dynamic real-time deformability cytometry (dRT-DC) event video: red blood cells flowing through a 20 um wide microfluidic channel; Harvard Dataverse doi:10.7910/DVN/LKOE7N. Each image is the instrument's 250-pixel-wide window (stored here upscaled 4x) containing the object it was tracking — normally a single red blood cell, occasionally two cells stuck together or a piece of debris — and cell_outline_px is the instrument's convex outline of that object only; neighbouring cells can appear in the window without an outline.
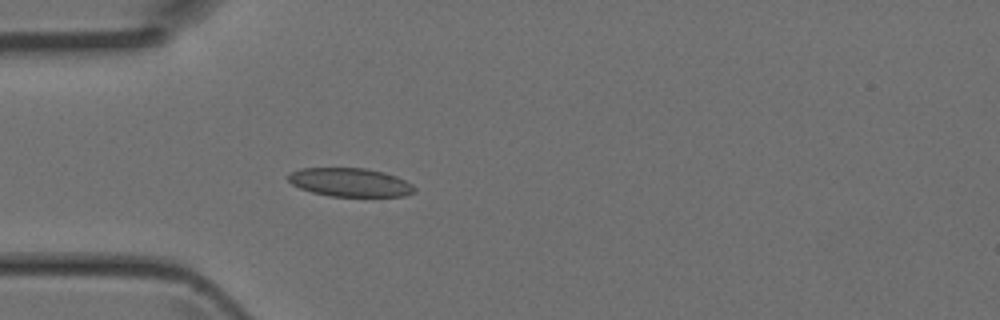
{"species": "Egyptian fruit bat (a non-hibernating species)", "species_latin": "Rousettus aegyptiacus", "temperature_condition": "room temperature", "stored_images_in_passage": 1, "camera_frame_rate_fps": 3000, "um_per_image_px": 0.085, "animal": {"sex": "female"}, "frame": {"image": 1, "passage_image": 1, "time_ms": 0.0, "image_size_px": [1000, 320], "cell_outline_px": [[416, 192], [404, 196], [332, 196], [312, 192], [300, 188], [292, 184], [288, 180], [288, 176], [292, 172], [300, 168], [364, 168], [384, 172], [396, 176], [412, 184], [416, 188]], "centroid_in_image_um": [29.78, 15.5], "position_along_channel_um": 55.2, "area_um2": 20.92}}